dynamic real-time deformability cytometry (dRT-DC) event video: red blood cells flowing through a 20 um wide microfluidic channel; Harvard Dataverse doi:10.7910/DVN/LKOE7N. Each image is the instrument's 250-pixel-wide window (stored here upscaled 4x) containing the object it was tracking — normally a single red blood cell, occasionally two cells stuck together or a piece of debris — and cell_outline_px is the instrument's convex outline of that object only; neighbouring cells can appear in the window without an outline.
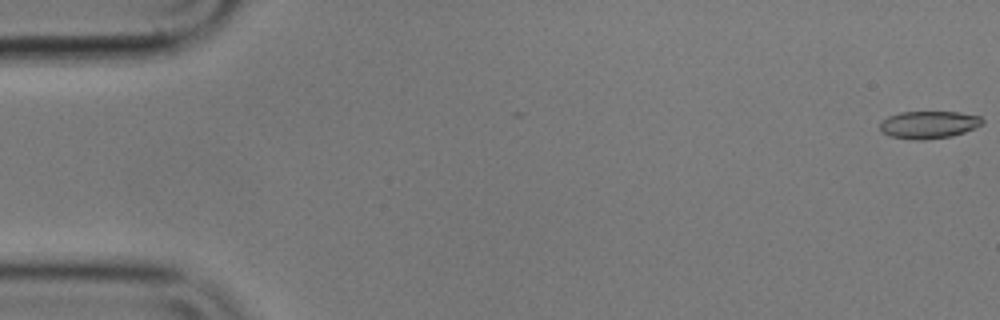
{"species": "common noctule bat (a hibernating species)", "species_latin": "Nyctalus noctula", "temperature_condition": "cold", "stored_images_in_passage": 49, "camera_frame_rate_fps": 3000, "um_per_image_px": 0.085, "animal": {"sex": "male", "body_mass_g": 17.9}, "frame": {"image": 1, "passage_image": 1, "time_ms": 0.0, "image_size_px": [1000, 320], "cell_outline_px": [[984, 124], [964, 132], [952, 136], [924, 140], [920, 140], [888, 136], [880, 128], [880, 124], [888, 116], [900, 112], [960, 112], [980, 116], [984, 120]], "centroid_in_image_um": [78.98, 10.59], "position_along_channel_um": 6.0, "area_um2": 16.36}}
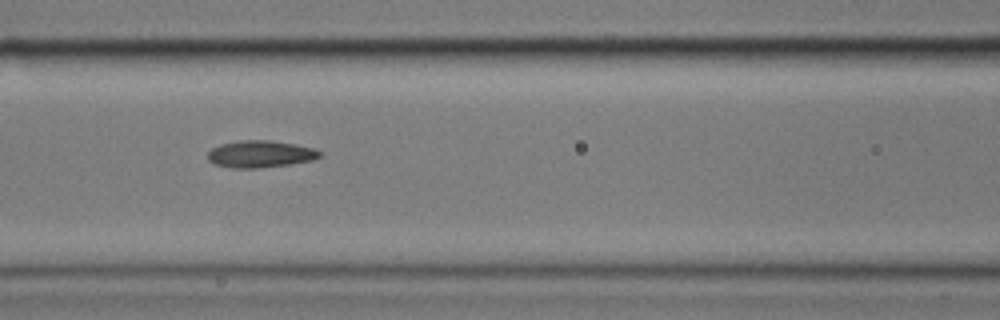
{"frame": {"image": 2, "passage_image": 24, "time_ms": 7.667, "image_size_px": [1000, 320], "cell_outline_px": [[324, 156], [312, 160], [288, 164], [256, 168], [232, 168], [212, 164], [208, 160], [208, 152], [212, 148], [220, 144], [240, 140], [268, 140], [292, 144], [312, 148], [324, 152]], "centroid_in_image_um": [22.11, 13.1], "position_along_channel_um": 144.5, "area_um2": 17.63}}
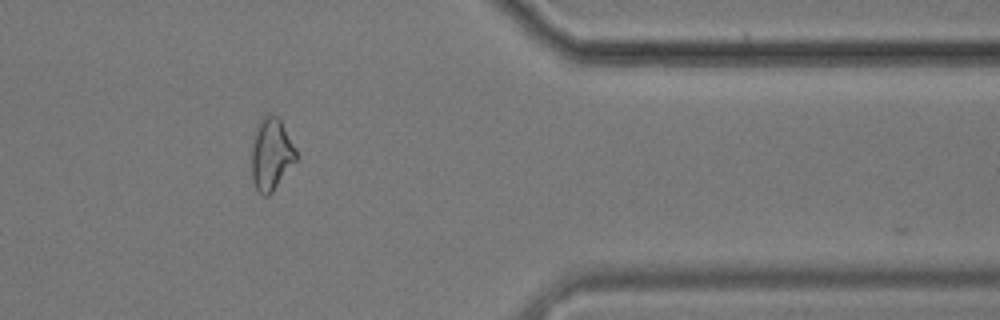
{"frame": {"image": 3, "passage_image": 46, "time_ms": 15.0, "image_size_px": [1000, 320], "cell_outline_px": [[300, 156], [272, 192], [268, 196], [264, 196], [256, 188], [252, 180], [252, 140], [256, 128], [260, 120], [264, 116], [276, 116], [280, 120], [296, 148]], "centroid_in_image_um": [23.07, 13.13], "position_along_channel_um": 388.3, "area_um2": 18.67}}